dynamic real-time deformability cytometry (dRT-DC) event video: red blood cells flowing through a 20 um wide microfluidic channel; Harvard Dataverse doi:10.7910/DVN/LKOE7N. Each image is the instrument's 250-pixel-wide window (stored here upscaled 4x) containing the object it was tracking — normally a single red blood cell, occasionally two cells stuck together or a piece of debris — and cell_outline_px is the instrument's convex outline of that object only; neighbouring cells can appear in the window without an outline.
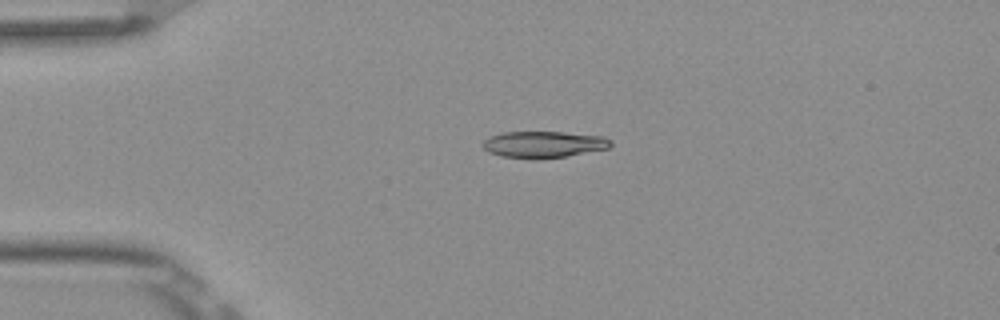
{"species": "Egyptian fruit bat (a non-hibernating species)", "species_latin": "Rousettus aegyptiacus", "temperature_condition": "room temperature", "stored_images_in_passage": 5, "camera_frame_rate_fps": 3000, "um_per_image_px": 0.085, "frame": {"image": 1, "passage_image": 3, "time_ms": 0.667, "image_size_px": [1000, 320], "cell_outline_px": [[612, 144], [608, 148], [568, 156], [500, 156], [488, 152], [484, 148], [484, 140], [492, 136], [504, 132], [564, 132], [604, 136], [612, 140]], "centroid_in_image_um": [46.28, 12.23], "position_along_channel_um": 38.7, "area_um2": 18.96}}
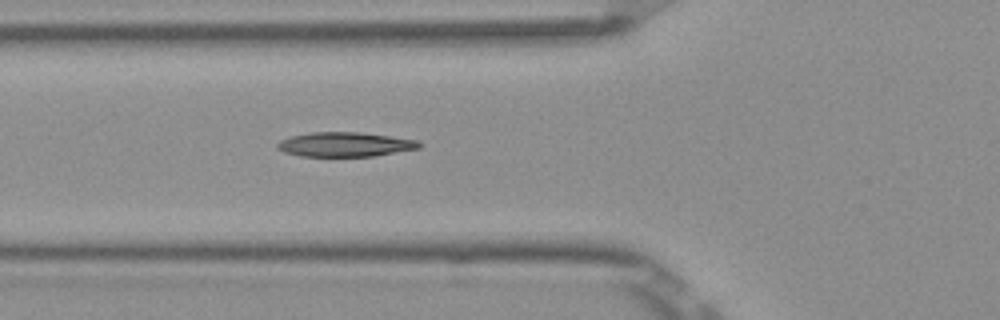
{"frame": {"image": 2, "passage_image": 5, "time_ms": 1.333, "image_size_px": [1000, 320], "cell_outline_px": [[420, 148], [372, 156], [300, 156], [284, 152], [276, 148], [276, 144], [280, 140], [292, 136], [308, 132], [360, 132], [420, 140]], "centroid_in_image_um": [29.3, 12.27], "position_along_channel_um": 96.5, "area_um2": 20.23}}